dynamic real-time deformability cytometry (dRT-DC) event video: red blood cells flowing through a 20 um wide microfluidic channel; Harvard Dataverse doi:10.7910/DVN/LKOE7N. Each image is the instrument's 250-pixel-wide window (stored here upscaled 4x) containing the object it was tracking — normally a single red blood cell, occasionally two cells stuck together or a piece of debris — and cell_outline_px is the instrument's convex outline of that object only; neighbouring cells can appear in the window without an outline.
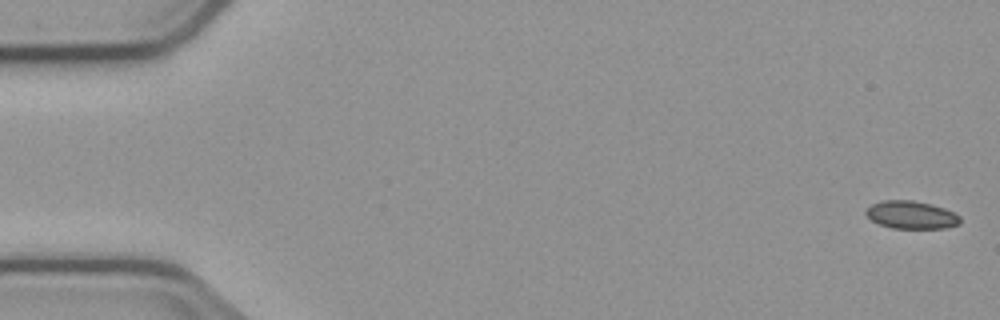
{"species": "common noctule bat (a hibernating species)", "species_latin": "Nyctalus noctula", "temperature_condition": "cold", "stored_images_in_passage": 6, "camera_frame_rate_fps": 3000, "um_per_image_px": 0.085, "animal": {"sex": "male", "body_mass_g": 23.1, "forearm_length_mm": 52.7}, "frame": {"image": 1, "passage_image": 1, "time_ms": 0.0, "image_size_px": [1000, 320], "cell_outline_px": [[960, 224], [944, 228], [892, 228], [880, 224], [872, 220], [864, 212], [864, 208], [880, 200], [912, 200], [932, 204], [944, 208], [960, 216]], "centroid_in_image_um": [77.43, 18.25], "position_along_channel_um": 7.6, "area_um2": 15.32}}
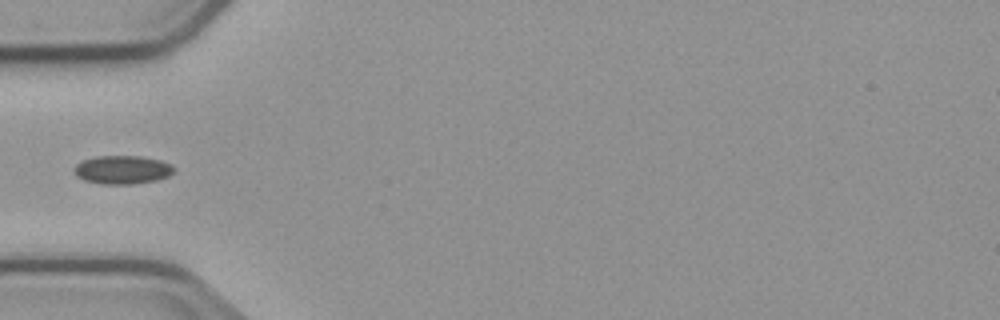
{"frame": {"image": 2, "passage_image": 5, "time_ms": 5.667, "image_size_px": [1000, 320], "cell_outline_px": [[176, 168], [168, 176], [156, 180], [132, 184], [100, 184], [84, 180], [76, 176], [72, 172], [72, 168], [76, 164], [84, 160], [96, 156], [140, 156], [160, 160], [172, 164]], "centroid_in_image_um": [10.37, 14.43], "position_along_channel_um": 74.6, "area_um2": 16.7}}
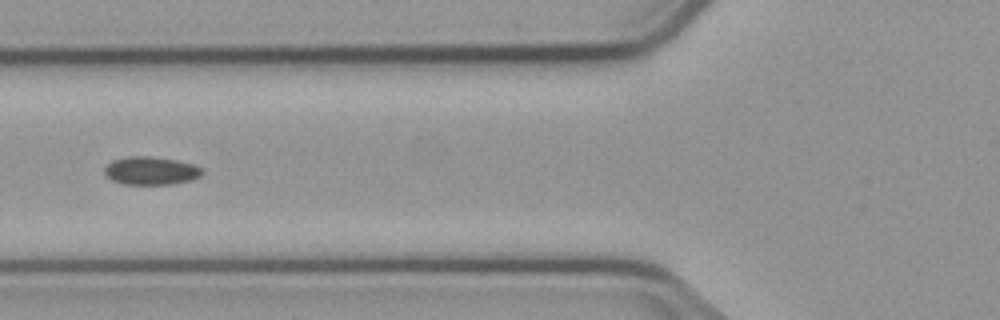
{"frame": {"image": 3, "passage_image": 6, "time_ms": 6.667, "image_size_px": [1000, 320], "cell_outline_px": [[204, 172], [200, 176], [192, 180], [172, 184], [124, 184], [112, 180], [104, 172], [104, 168], [112, 160], [128, 156], [148, 156], [176, 160], [196, 164], [204, 168]], "centroid_in_image_um": [12.88, 14.51], "position_along_channel_um": 112.9, "area_um2": 16.13}}